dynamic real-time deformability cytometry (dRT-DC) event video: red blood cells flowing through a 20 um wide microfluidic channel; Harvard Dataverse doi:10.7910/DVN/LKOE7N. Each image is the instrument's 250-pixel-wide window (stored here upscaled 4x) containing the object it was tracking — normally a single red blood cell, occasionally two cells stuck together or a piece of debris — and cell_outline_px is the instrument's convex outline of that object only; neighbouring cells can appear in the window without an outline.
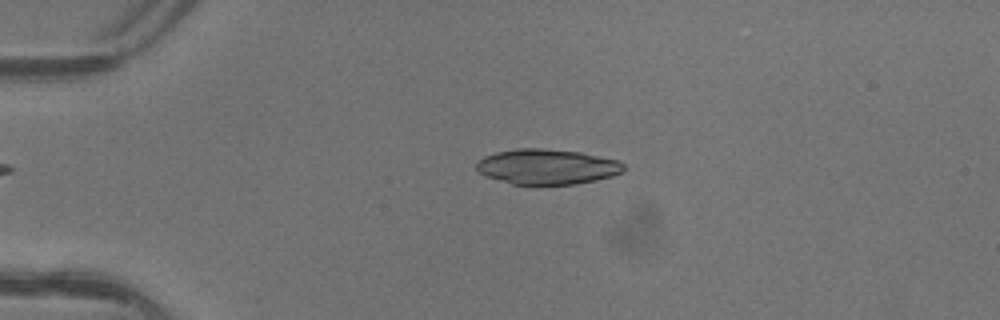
{"species": "common noctule bat (a hibernating species)", "species_latin": "Nyctalus noctula", "temperature_condition": "warm", "stored_images_in_passage": 3, "camera_frame_rate_fps": 3000, "um_per_image_px": 0.085, "animal": {"sex": "female"}, "frame": {"image": 1, "passage_image": 3, "time_ms": 0.667, "image_size_px": [1000, 320], "cell_outline_px": [[624, 172], [612, 176], [596, 180], [576, 184], [512, 184], [484, 176], [476, 168], [476, 164], [484, 156], [496, 152], [516, 148], [540, 148], [580, 152], [620, 160], [624, 164]], "centroid_in_image_um": [46.52, 14.16], "position_along_channel_um": 38.5, "area_um2": 30.35}}